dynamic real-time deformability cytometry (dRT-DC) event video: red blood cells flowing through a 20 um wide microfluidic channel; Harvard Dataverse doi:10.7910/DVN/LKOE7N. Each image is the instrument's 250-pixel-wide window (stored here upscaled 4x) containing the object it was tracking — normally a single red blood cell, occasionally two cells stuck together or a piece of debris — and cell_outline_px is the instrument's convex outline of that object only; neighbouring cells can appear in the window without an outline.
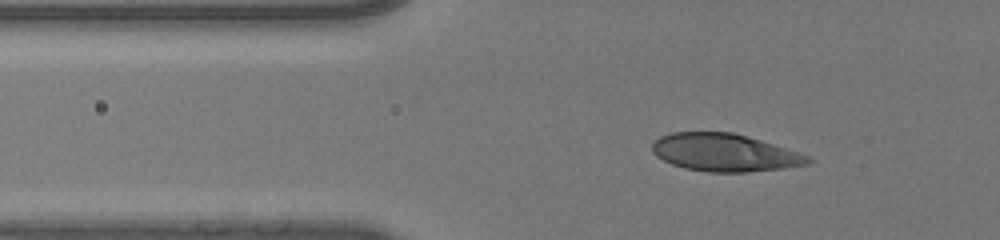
{"species": "human", "species_latin": "Homo sapiens", "temperature_condition": "room temperature", "stored_images_in_passage": 37, "camera_frame_rate_fps": 3000, "um_per_image_px": 0.085, "donor": {"sex": "male"}, "frame": {"image": 1, "passage_image": 4, "time_ms": 1.0, "image_size_px": [1000, 240], "cell_outline_px": [[812, 160], [808, 164], [784, 168], [748, 172], [708, 172], [684, 168], [672, 164], [656, 156], [652, 152], [652, 144], [660, 136], [672, 132], [732, 132], [760, 140], [812, 156]], "centroid_in_image_um": [61.59, 12.97], "position_along_channel_um": 64.2, "area_um2": 34.16}}
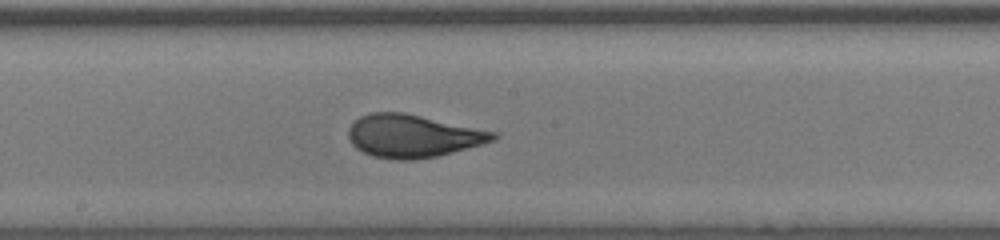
{"frame": {"image": 2, "passage_image": 17, "time_ms": 5.333, "image_size_px": [1000, 240], "cell_outline_px": [[500, 136], [496, 140], [452, 152], [436, 156], [412, 160], [396, 160], [372, 156], [356, 148], [352, 144], [348, 136], [348, 128], [360, 116], [372, 112], [404, 112], [500, 132]], "centroid_in_image_um": [35.13, 11.55], "position_along_channel_um": 213.1, "area_um2": 36.36}}
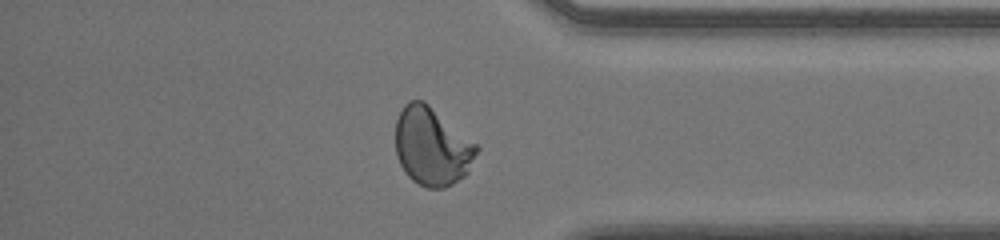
{"frame": {"image": 3, "passage_image": 31, "time_ms": 10.0, "image_size_px": [1000, 240], "cell_outline_px": [[480, 148], [468, 172], [464, 176], [452, 184], [444, 188], [428, 188], [412, 180], [404, 172], [396, 156], [396, 120], [404, 104], [408, 100], [424, 100], [476, 144]], "centroid_in_image_um": [36.7, 12.45], "position_along_channel_um": 398.5, "area_um2": 36.88}, "authors_computed_cell_mechanics": {"area_um2": 35.547, "velocity_mm_per_s": 4.0588, "shape_relaxation_time_tau1_ms": 4.6448, "shape_relaxation_time_tau2_ms": null, "deformation_change_tau1": 0.1969, "deformation_change_tau2": null}}